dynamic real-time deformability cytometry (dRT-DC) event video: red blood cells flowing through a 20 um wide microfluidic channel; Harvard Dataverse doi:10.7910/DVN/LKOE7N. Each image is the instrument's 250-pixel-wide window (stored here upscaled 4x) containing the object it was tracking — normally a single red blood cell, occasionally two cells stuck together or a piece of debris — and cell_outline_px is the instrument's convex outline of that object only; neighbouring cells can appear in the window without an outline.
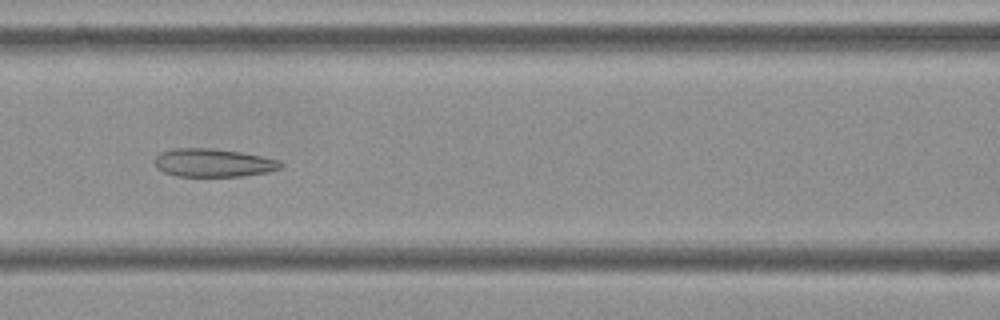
{"species": "Egyptian fruit bat (a non-hibernating species)", "species_latin": "Rousettus aegyptiacus", "temperature_condition": "cold", "stored_images_in_passage": 46, "camera_frame_rate_fps": 3000, "um_per_image_px": 0.085, "frame": {"image": 1, "passage_image": 15, "time_ms": 4.667, "image_size_px": [1000, 320], "cell_outline_px": [[284, 164], [280, 168], [268, 172], [244, 176], [176, 176], [164, 172], [156, 168], [156, 156], [160, 152], [172, 148], [208, 148], [240, 152], [280, 160]], "centroid_in_image_um": [18.13, 13.84], "position_along_channel_um": 148.5, "area_um2": 20.69}}
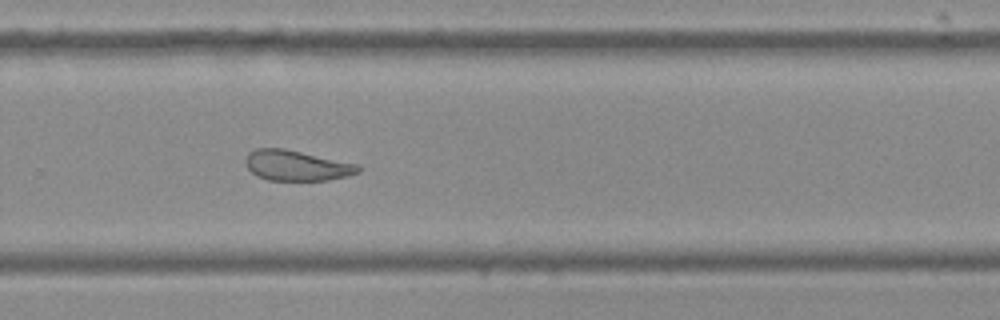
{"frame": {"image": 2, "passage_image": 28, "time_ms": 9.0, "image_size_px": [1000, 320], "cell_outline_px": [[364, 168], [360, 172], [348, 176], [328, 180], [268, 180], [256, 176], [248, 168], [244, 160], [248, 152], [256, 148], [284, 148], [360, 164]], "centroid_in_image_um": [25.25, 14.06], "position_along_channel_um": 304.5, "area_um2": 20.29}}
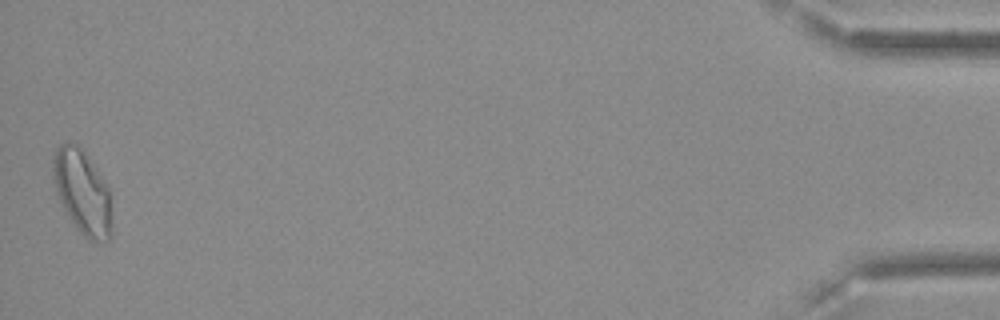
{"frame": {"image": 3, "passage_image": 46, "time_ms": 15.0, "image_size_px": [1000, 320], "cell_outline_px": [[112, 236], [108, 240], [88, 240], [76, 228], [64, 208], [56, 192], [52, 176], [52, 160], [56, 148], [60, 144], [68, 140], [76, 144], [80, 148], [96, 168], [108, 188], [112, 224]], "centroid_in_image_um": [6.98, 16.32], "position_along_channel_um": 428.2, "area_um2": 28.67}, "authors_computed_cell_mechanics": {"area_um2": 22.2241, "velocity_mm_per_s": 3.6126, "shape_relaxation_time_tau1_ms": null, "shape_relaxation_time_tau2_ms": 2.2521, "deformation_change_tau1": null, "deformation_change_tau2": 0.0996}}